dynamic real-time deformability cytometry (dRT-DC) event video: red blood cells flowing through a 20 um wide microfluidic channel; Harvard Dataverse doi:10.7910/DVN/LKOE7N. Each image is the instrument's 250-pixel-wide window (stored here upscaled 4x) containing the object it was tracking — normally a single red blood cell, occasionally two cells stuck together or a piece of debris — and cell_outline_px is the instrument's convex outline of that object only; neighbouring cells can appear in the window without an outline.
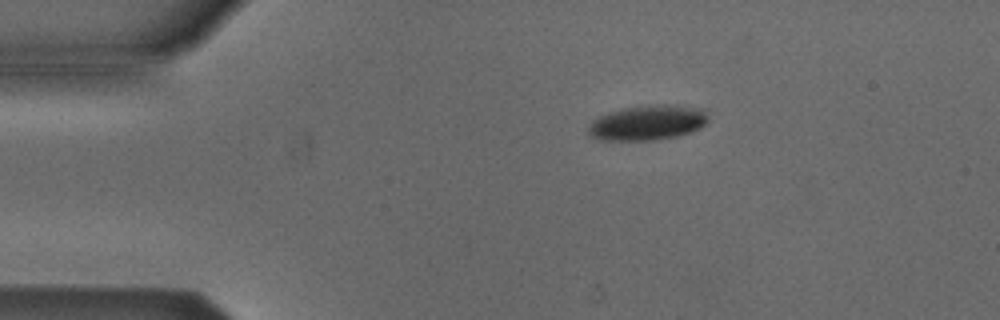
{"species": "Egyptian fruit bat (a non-hibernating species)", "species_latin": "Rousettus aegyptiacus", "temperature_condition": "cold", "stored_images_in_passage": 2, "camera_frame_rate_fps": 3000, "um_per_image_px": 0.085, "animal": {"sex": "male"}, "frame": {"image": 1, "passage_image": 1, "time_ms": 0.0, "image_size_px": [1000, 320], "cell_outline_px": [[708, 120], [700, 128], [692, 132], [676, 136], [652, 140], [600, 140], [588, 136], [588, 128], [592, 120], [608, 112], [624, 108], [652, 104], [676, 104], [708, 108]], "centroid_in_image_um": [55.1, 10.4], "position_along_channel_um": 29.9, "area_um2": 24.97}}